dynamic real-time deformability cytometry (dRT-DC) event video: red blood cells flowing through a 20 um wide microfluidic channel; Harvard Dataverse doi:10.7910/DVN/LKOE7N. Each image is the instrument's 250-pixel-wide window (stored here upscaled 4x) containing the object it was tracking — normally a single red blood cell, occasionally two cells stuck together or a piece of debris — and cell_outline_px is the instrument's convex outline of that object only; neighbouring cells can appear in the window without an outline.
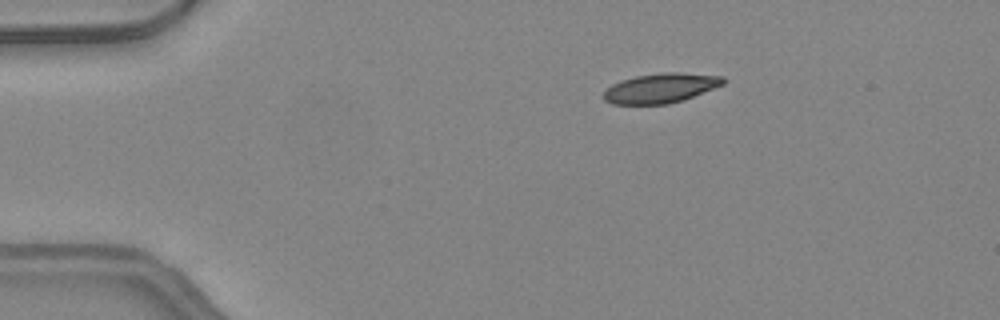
{"species": "common noctule bat (a hibernating species)", "species_latin": "Nyctalus noctula", "temperature_condition": "warm", "stored_images_in_passage": 14, "camera_frame_rate_fps": 3000, "um_per_image_px": 0.085, "animal": {"sex": "female", "body_mass_g": 24.6, "forearm_length_mm": 56.2}, "frame": {"image": 1, "passage_image": 1, "time_ms": 0.0, "image_size_px": [1000, 320], "cell_outline_px": [[728, 80], [724, 84], [684, 100], [668, 104], [612, 104], [604, 100], [604, 92], [612, 84], [620, 80], [636, 76], [668, 72], [676, 72], [724, 76]], "centroid_in_image_um": [56.19, 7.49], "position_along_channel_um": 28.8, "area_um2": 20.69}}
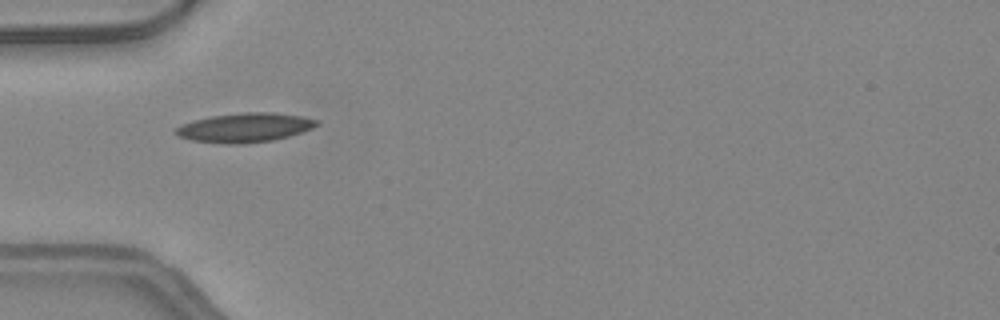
{"frame": {"image": 2, "passage_image": 8, "time_ms": 2.333, "image_size_px": [1000, 320], "cell_outline_px": [[320, 124], [312, 128], [288, 136], [272, 140], [244, 144], [224, 144], [192, 140], [180, 136], [172, 132], [180, 124], [212, 116], [244, 112], [272, 112], [300, 116], [320, 120]], "centroid_in_image_um": [20.81, 10.85], "position_along_channel_um": 64.2, "area_um2": 23.93}}
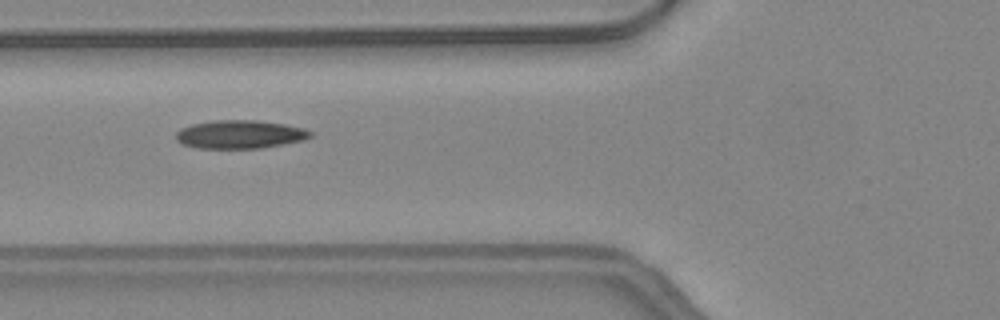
{"frame": {"image": 3, "passage_image": 11, "time_ms": 3.333, "image_size_px": [1000, 320], "cell_outline_px": [[312, 136], [304, 140], [284, 144], [260, 148], [200, 148], [180, 144], [176, 140], [176, 132], [180, 128], [192, 124], [212, 120], [256, 120], [284, 124], [304, 128], [312, 132]], "centroid_in_image_um": [20.38, 11.42], "position_along_channel_um": 105.4, "area_um2": 22.31}}